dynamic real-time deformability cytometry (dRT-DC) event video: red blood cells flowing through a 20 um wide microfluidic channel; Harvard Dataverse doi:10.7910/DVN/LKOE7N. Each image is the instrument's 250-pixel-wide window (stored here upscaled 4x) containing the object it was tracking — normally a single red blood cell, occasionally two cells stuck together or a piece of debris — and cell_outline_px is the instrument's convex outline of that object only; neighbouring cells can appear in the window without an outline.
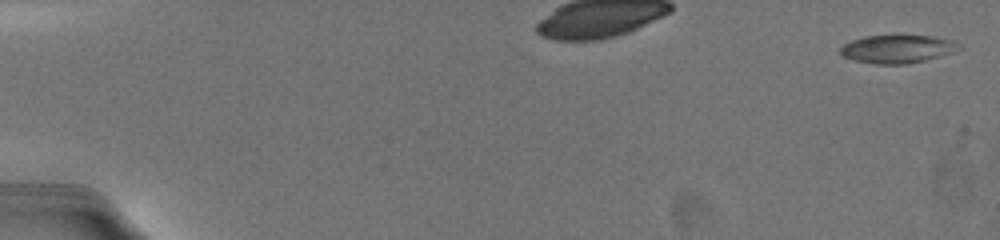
{"species": "common noctule bat (a hibernating species)", "species_latin": "Nyctalus noctula", "temperature_condition": "warm", "stored_images_in_passage": 34, "camera_frame_rate_fps": 3000, "um_per_image_px": 0.085, "animal": {"sex": "female", "body_mass_g": 19.5, "forearm_length_mm": 54.1}, "frame": {"image": 1, "passage_image": 1, "time_ms": 0.0, "image_size_px": [1000, 240], "cell_outline_px": [[960, 48], [940, 56], [908, 64], [872, 64], [852, 60], [840, 56], [840, 48], [844, 44], [852, 40], [864, 36], [892, 32], [932, 36], [952, 40], [960, 44]], "centroid_in_image_um": [76.21, 4.11], "position_along_channel_um": 8.8, "area_um2": 20.35}}
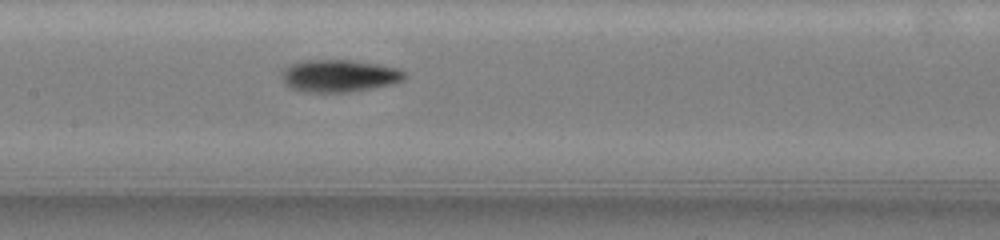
{"frame": {"image": 2, "passage_image": 18, "time_ms": 9.667, "image_size_px": [1000, 240], "cell_outline_px": [[404, 80], [392, 84], [348, 92], [308, 92], [292, 88], [284, 80], [284, 72], [292, 64], [308, 60], [348, 60], [376, 64], [396, 68], [404, 72]], "centroid_in_image_um": [28.88, 6.45], "position_along_channel_um": 178.5, "area_um2": 22.37}}
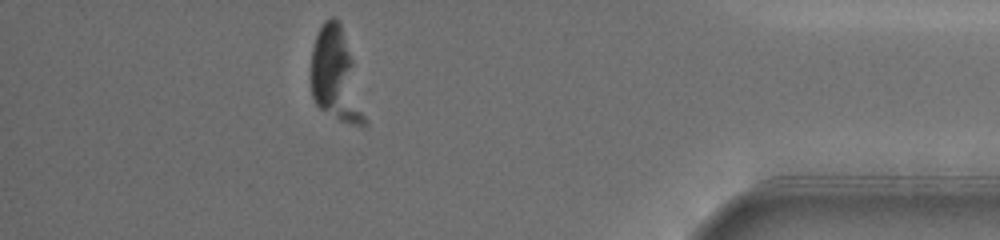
{"frame": {"image": 3, "passage_image": 30, "time_ms": 17.0, "image_size_px": [1000, 240], "cell_outline_px": [[352, 64], [336, 96], [324, 108], [320, 108], [316, 104], [312, 96], [312, 48], [316, 36], [324, 20], [332, 16], [340, 24], [352, 60]], "centroid_in_image_um": [27.98, 5.29], "position_along_channel_um": 407.2, "area_um2": 18.5}, "authors_computed_cell_mechanics": {"area_um2": 20.2878, "velocity_mm_per_s": 3.6536, "shape_relaxation_time_tau1_ms": 3.02, "shape_relaxation_time_tau2_ms": 6.7641, "deformation_change_tau1": 0.1282, "deformation_change_tau2": 0.1595}}